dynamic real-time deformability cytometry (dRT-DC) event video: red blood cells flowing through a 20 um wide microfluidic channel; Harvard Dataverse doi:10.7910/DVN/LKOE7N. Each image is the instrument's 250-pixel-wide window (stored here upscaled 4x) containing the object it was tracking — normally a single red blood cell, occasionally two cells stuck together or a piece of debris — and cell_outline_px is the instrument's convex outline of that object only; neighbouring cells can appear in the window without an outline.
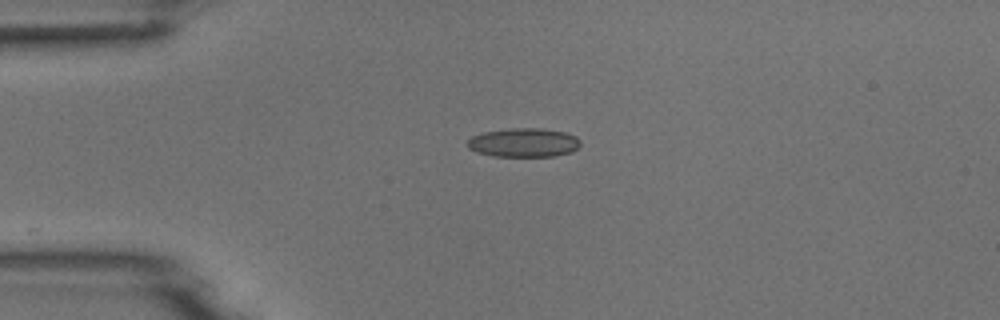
{"species": "common noctule bat (a hibernating species)", "species_latin": "Nyctalus noctula", "temperature_condition": "room temperature", "stored_images_in_passage": 40, "camera_frame_rate_fps": 3000, "um_per_image_px": 0.085, "animal": {"sex": "male", "body_mass_g": 18.8}, "frame": {"image": 1, "passage_image": 1, "time_ms": 0.0, "image_size_px": [1000, 320], "cell_outline_px": [[580, 144], [572, 152], [556, 156], [492, 156], [476, 152], [468, 148], [468, 140], [472, 136], [484, 132], [508, 128], [540, 128], [564, 132], [576, 136], [580, 140]], "centroid_in_image_um": [44.51, 12.12], "position_along_channel_um": 40.5, "area_um2": 19.07}}
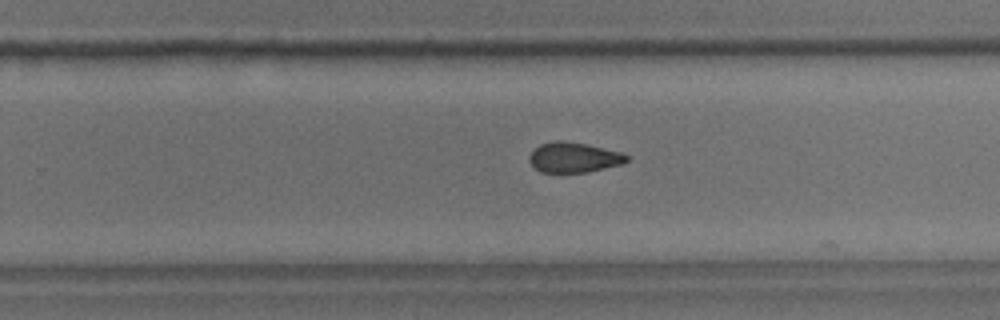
{"frame": {"image": 2, "passage_image": 21, "time_ms": 6.667, "image_size_px": [1000, 320], "cell_outline_px": [[628, 160], [624, 164], [588, 172], [540, 172], [532, 168], [528, 160], [528, 156], [540, 144], [552, 140], [564, 140], [588, 144], [620, 152], [628, 156]], "centroid_in_image_um": [48.74, 13.38], "position_along_channel_um": 281.1, "area_um2": 17.4}}
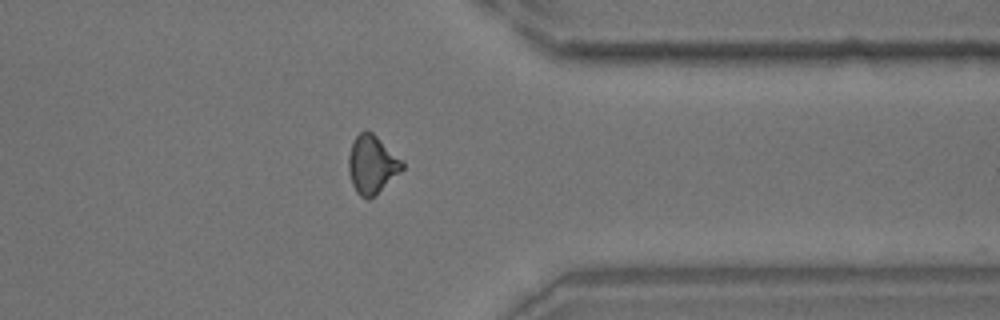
{"frame": {"image": 3, "passage_image": 29, "time_ms": 9.333, "image_size_px": [1000, 320], "cell_outline_px": [[404, 168], [400, 172], [368, 200], [360, 196], [356, 192], [352, 184], [348, 168], [348, 156], [352, 140], [364, 128], [368, 128], [404, 160]], "centroid_in_image_um": [31.61, 13.92], "position_along_channel_um": 379.8, "area_um2": 18.44}}